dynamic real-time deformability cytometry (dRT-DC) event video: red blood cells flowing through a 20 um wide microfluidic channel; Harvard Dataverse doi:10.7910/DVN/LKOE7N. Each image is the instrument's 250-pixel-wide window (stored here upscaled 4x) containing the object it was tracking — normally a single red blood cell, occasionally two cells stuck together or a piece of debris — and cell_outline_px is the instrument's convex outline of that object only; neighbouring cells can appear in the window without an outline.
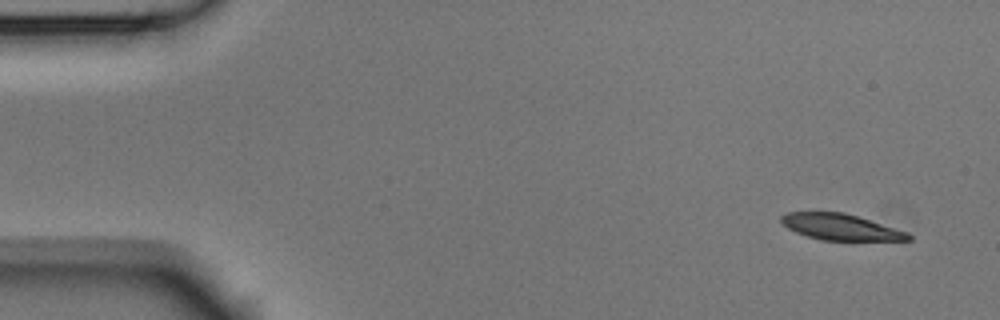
{"species": "Egyptian fruit bat (a non-hibernating species)", "species_latin": "Rousettus aegyptiacus", "temperature_condition": "room temperature", "stored_images_in_passage": 5, "camera_frame_rate_fps": 3000, "um_per_image_px": 0.085, "animal": {"sex": "male"}, "frame": {"image": 1, "passage_image": 1, "time_ms": 0.0, "image_size_px": [1000, 320], "cell_outline_px": [[912, 240], [820, 240], [796, 232], [788, 228], [780, 220], [780, 216], [788, 212], [844, 212], [908, 232], [912, 236]], "centroid_in_image_um": [71.45, 19.29], "position_along_channel_um": 13.5, "area_um2": 19.13}}
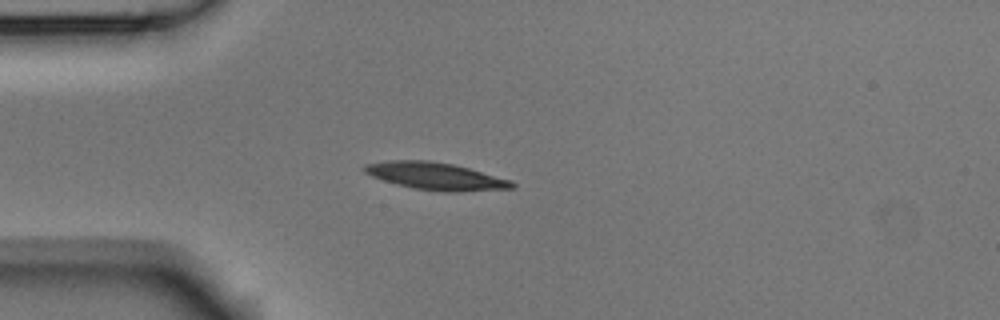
{"frame": {"image": 2, "passage_image": 4, "time_ms": 1.0, "image_size_px": [1000, 320], "cell_outline_px": [[516, 188], [460, 192], [444, 192], [412, 188], [396, 184], [372, 176], [364, 172], [360, 168], [364, 164], [388, 160], [428, 160], [452, 164], [468, 168], [512, 180], [516, 184]], "centroid_in_image_um": [37.03, 14.98], "position_along_channel_um": 48.0, "area_um2": 23.7}}